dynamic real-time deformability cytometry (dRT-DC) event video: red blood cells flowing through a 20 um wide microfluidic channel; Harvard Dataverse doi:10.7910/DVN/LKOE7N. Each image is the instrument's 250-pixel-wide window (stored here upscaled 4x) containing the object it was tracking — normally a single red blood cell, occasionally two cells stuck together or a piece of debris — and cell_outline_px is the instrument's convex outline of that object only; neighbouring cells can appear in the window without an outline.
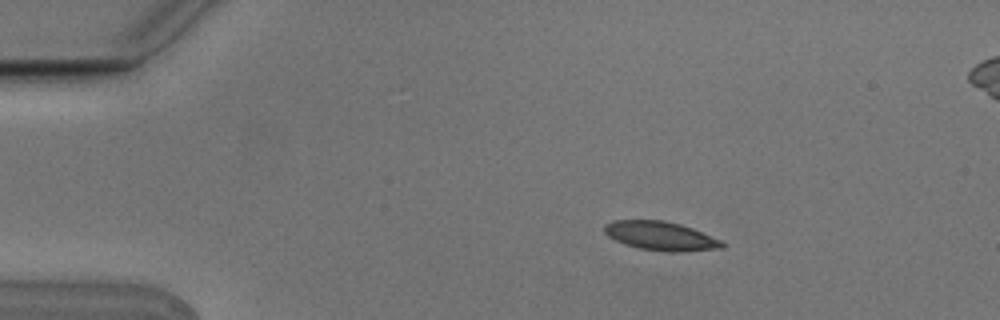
{"species": "Egyptian fruit bat (a non-hibernating species)", "species_latin": "Rousettus aegyptiacus", "temperature_condition": "cold", "stored_images_in_passage": 5, "camera_frame_rate_fps": 3000, "um_per_image_px": 0.085, "animal": {"sex": "male"}, "frame": {"image": 1, "passage_image": 2, "time_ms": 0.333, "image_size_px": [1000, 320], "cell_outline_px": [[724, 248], [680, 252], [664, 252], [640, 248], [624, 244], [608, 236], [604, 232], [604, 224], [612, 220], [664, 220], [680, 224], [692, 228], [720, 240], [724, 244]], "centroid_in_image_um": [56.13, 20.05], "position_along_channel_um": 28.9, "area_um2": 19.83}}